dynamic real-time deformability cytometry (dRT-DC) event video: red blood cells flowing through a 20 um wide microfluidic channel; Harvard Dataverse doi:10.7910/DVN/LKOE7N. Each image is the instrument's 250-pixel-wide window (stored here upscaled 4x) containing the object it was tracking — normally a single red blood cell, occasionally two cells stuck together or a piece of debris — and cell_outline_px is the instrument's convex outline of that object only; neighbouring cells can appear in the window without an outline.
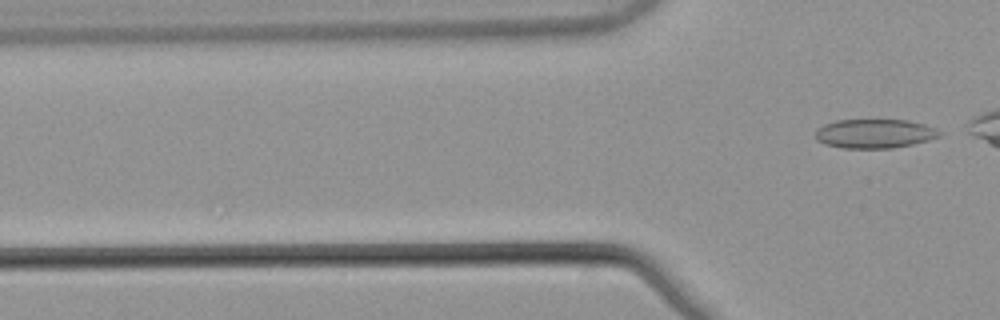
{"species": "common noctule bat (a hibernating species)", "species_latin": "Nyctalus noctula", "temperature_condition": "warm", "stored_images_in_passage": 4, "camera_frame_rate_fps": 3000, "um_per_image_px": 0.085, "animal": {"sex": "male", "body_mass_g": 21.5, "forearm_length_mm": 52.0}, "frame": {"image": 1, "passage_image": 4, "time_ms": 1.0, "image_size_px": [1000, 320], "cell_outline_px": [[940, 136], [928, 140], [912, 144], [892, 148], [844, 148], [824, 144], [816, 140], [816, 132], [824, 124], [836, 120], [908, 120], [924, 124], [936, 128], [940, 132]], "centroid_in_image_um": [74.34, 11.36], "position_along_channel_um": 51.5, "area_um2": 20.92}}